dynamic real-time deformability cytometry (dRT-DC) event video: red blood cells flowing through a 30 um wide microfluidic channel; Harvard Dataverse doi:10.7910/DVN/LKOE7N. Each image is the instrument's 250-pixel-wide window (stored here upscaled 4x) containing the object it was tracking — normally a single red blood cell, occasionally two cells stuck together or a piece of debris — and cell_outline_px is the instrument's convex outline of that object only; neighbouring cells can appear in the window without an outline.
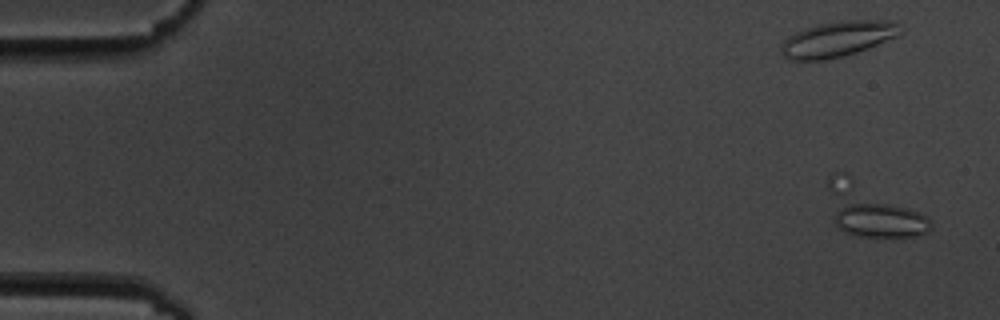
{"species": "common noctule bat (a hibernating species)", "species_latin": "Nyctalus noctula", "temperature_condition": "cold", "stored_images_in_passage": 7, "segment_of_instrument_passage": [1, 2], "camera_frame_rate_fps": 3000, "um_per_image_px": 0.085, "animal": {"sex": "male", "body_mass_g": 19.5, "forearm_length_mm": 54.6}, "frame": {"image": 1, "passage_image": 2, "time_ms": 1.333, "image_size_px": [1000, 320], "cell_outline_px": [[932, 228], [928, 232], [916, 236], [856, 236], [844, 232], [836, 228], [832, 220], [828, 188], [828, 180], [832, 172], [848, 172], [928, 216], [932, 224]], "centroid_in_image_um": [74.08, 17.84], "position_along_channel_um": 10.9, "area_um2": 31.73}}